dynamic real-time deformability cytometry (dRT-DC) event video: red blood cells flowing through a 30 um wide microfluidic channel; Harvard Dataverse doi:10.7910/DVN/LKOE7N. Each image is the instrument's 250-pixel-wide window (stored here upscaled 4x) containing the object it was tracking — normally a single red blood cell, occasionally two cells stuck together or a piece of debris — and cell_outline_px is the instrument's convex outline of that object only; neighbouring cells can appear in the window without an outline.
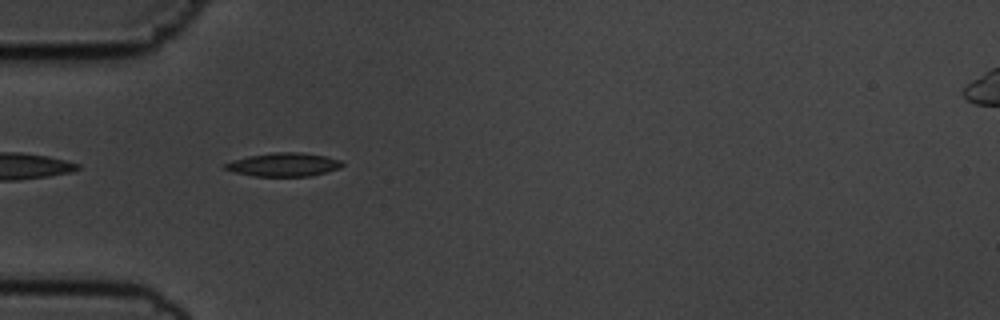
{"species": "common noctule bat (a hibernating species)", "species_latin": "Nyctalus noctula", "temperature_condition": "cold", "stored_images_in_passage": 40, "camera_frame_rate_fps": 3000, "um_per_image_px": 0.085, "animal": {"sex": "male", "body_mass_g": 19.5, "forearm_length_mm": 54.6}, "frame": {"image": 1, "passage_image": 2, "time_ms": 0.333, "image_size_px": [1000, 320], "cell_outline_px": [[344, 164], [340, 168], [312, 176], [252, 176], [236, 172], [224, 168], [220, 164], [232, 160], [248, 156], [272, 152], [300, 152], [324, 156], [340, 160]], "centroid_in_image_um": [24.08, 13.99], "position_along_channel_um": 60.9, "area_um2": 16.13}}
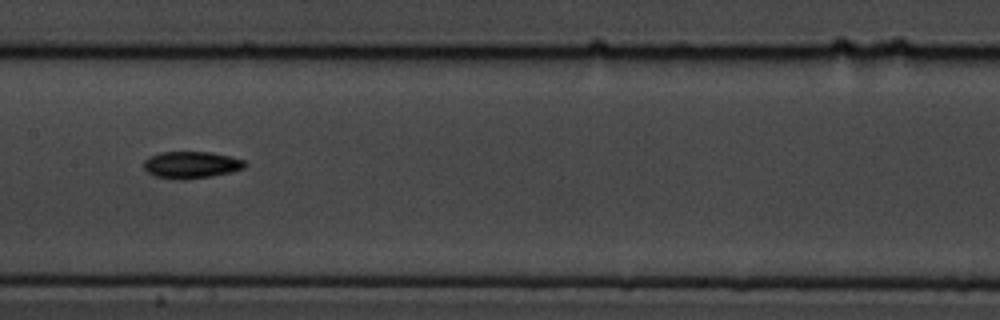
{"frame": {"image": 2, "passage_image": 13, "time_ms": 4.0, "image_size_px": [1000, 320], "cell_outline_px": [[248, 164], [244, 168], [232, 172], [212, 176], [184, 180], [180, 180], [156, 176], [148, 172], [144, 168], [144, 160], [148, 156], [160, 152], [212, 152], [244, 160]], "centroid_in_image_um": [16.26, 14.01], "position_along_channel_um": 191.1, "area_um2": 15.95}}
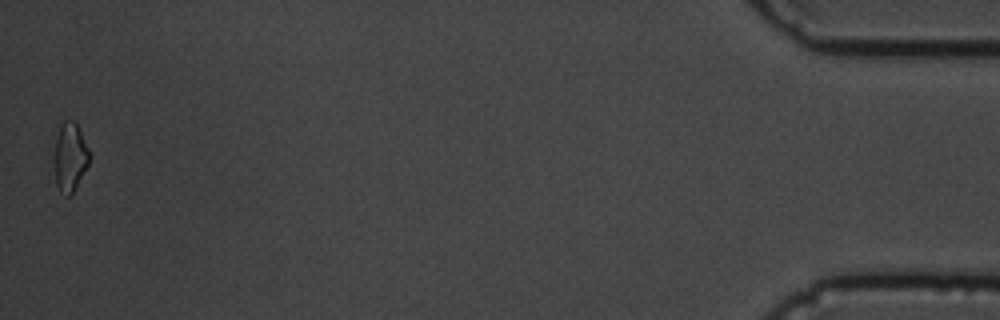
{"frame": {"image": 3, "passage_image": 40, "time_ms": 13.0, "image_size_px": [1000, 320], "cell_outline_px": [[88, 164], [72, 192], [68, 196], [60, 192], [56, 184], [56, 140], [60, 124], [64, 120], [72, 120], [76, 124], [88, 148]], "centroid_in_image_um": [5.95, 13.33], "position_along_channel_um": 429.3, "area_um2": 13.24}, "authors_computed_cell_mechanics": {"area_um2": 14.6812, "velocity_mm_per_s": 3.636, "shape_relaxation_time_tau1_ms": 3.2371, "shape_relaxation_time_tau2_ms": null, "deformation_change_tau1": 0.1471, "deformation_change_tau2": null}}